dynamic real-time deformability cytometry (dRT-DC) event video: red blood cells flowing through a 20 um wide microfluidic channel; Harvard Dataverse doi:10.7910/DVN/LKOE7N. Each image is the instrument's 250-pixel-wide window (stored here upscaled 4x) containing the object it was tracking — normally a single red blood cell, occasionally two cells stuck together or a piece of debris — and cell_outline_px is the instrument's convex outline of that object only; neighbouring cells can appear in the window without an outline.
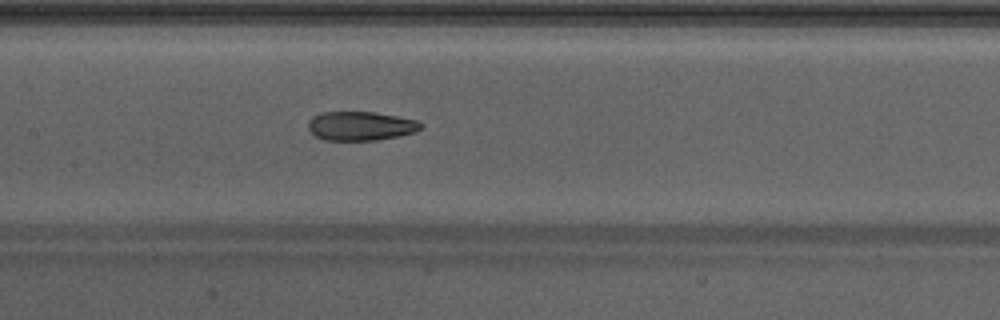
{"species": "Egyptian fruit bat (a non-hibernating species)", "species_latin": "Rousettus aegyptiacus", "temperature_condition": "warm", "stored_images_in_passage": 29, "camera_frame_rate_fps": 3000, "um_per_image_px": 0.085, "animal": {"sex": "male"}, "frame": {"image": 1, "passage_image": 9, "time_ms": 2.667, "image_size_px": [1000, 320], "cell_outline_px": [[424, 124], [416, 132], [376, 140], [324, 140], [316, 136], [308, 128], [308, 120], [312, 116], [324, 112], [372, 112], [396, 116], [416, 120]], "centroid_in_image_um": [30.64, 10.7], "position_along_channel_um": 176.8, "area_um2": 18.9}}
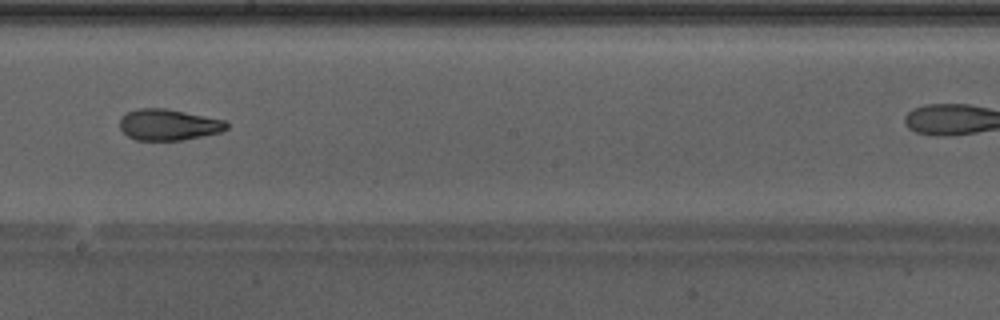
{"frame": {"image": 2, "passage_image": 13, "time_ms": 4.0, "image_size_px": [1000, 320], "cell_outline_px": [[228, 128], [220, 132], [180, 140], [136, 140], [128, 136], [120, 128], [120, 116], [136, 108], [168, 108], [224, 120], [228, 124]], "centroid_in_image_um": [14.29, 10.58], "position_along_channel_um": 233.9, "area_um2": 19.36}}